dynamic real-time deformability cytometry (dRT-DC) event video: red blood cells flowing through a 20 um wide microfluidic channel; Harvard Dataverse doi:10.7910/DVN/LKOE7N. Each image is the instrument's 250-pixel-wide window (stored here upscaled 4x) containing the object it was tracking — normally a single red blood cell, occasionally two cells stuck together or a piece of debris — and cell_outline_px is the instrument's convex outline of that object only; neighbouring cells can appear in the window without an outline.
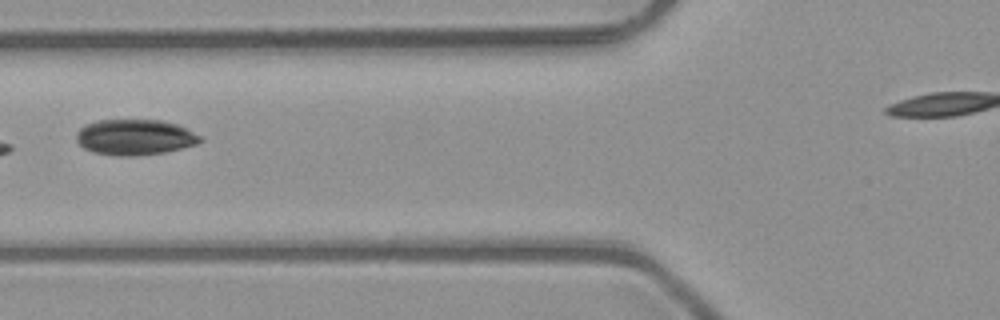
{"species": "common noctule bat (a hibernating species)", "species_latin": "Nyctalus noctula", "temperature_condition": "room temperature", "stored_images_in_passage": 6, "camera_frame_rate_fps": 3000, "um_per_image_px": 0.085, "animal": {"sex": "male", "body_mass_g": 23.1, "forearm_length_mm": 52.7}, "frame": {"image": 1, "passage_image": 6, "time_ms": 1.667, "image_size_px": [1000, 320], "cell_outline_px": [[204, 140], [196, 144], [164, 152], [136, 156], [116, 156], [92, 152], [84, 148], [76, 140], [76, 132], [84, 124], [96, 120], [164, 120], [180, 124], [200, 136]], "centroid_in_image_um": [11.45, 11.65], "position_along_channel_um": 114.4, "area_um2": 26.01}}